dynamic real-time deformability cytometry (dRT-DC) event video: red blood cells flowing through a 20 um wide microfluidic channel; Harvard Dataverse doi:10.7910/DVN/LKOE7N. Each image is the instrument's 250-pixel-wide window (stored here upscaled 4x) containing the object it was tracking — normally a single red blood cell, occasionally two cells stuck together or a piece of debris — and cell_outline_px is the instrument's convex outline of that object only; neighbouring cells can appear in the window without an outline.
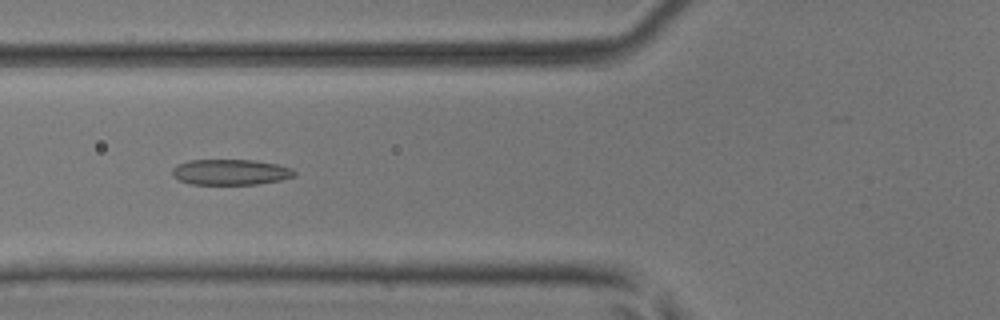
{"species": "common noctule bat (a hibernating species)", "species_latin": "Nyctalus noctula", "temperature_condition": "room temperature", "stored_images_in_passage": 37, "camera_frame_rate_fps": 3000, "um_per_image_px": 0.085, "animal": {"sex": "male", "body_mass_g": 17.9, "forearm_length_mm": 54.2}, "frame": {"image": 1, "passage_image": 13, "time_ms": 4.0, "image_size_px": [1000, 320], "cell_outline_px": [[296, 176], [280, 180], [256, 184], [188, 184], [172, 176], [172, 168], [176, 164], [188, 160], [256, 160], [276, 164], [292, 168], [296, 172]], "centroid_in_image_um": [19.57, 14.62], "position_along_channel_um": 106.2, "area_um2": 18.38}}
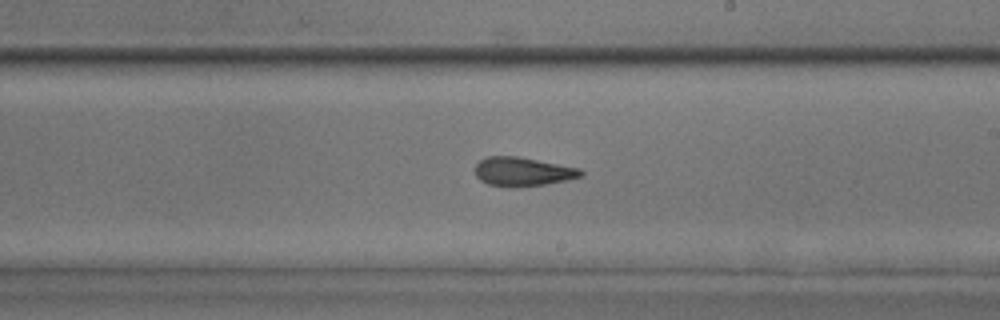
{"frame": {"image": 2, "passage_image": 23, "time_ms": 7.333, "image_size_px": [1000, 320], "cell_outline_px": [[584, 176], [568, 180], [520, 188], [508, 188], [488, 184], [480, 180], [476, 176], [476, 164], [480, 160], [488, 156], [516, 156], [580, 168], [584, 172]], "centroid_in_image_um": [44.44, 14.61], "position_along_channel_um": 244.6, "area_um2": 18.03}}
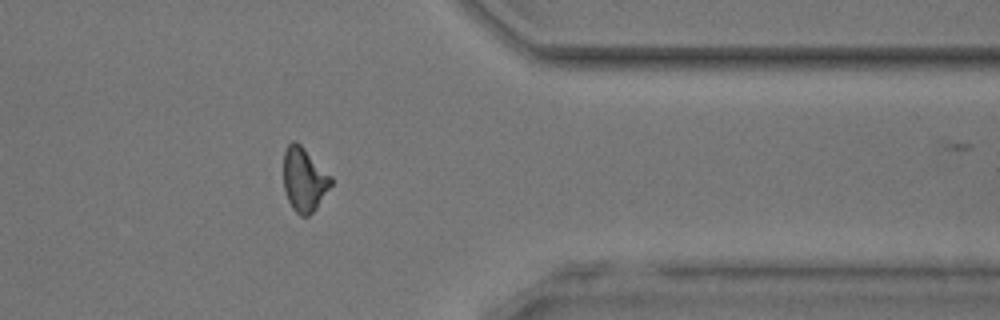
{"frame": {"image": 3, "passage_image": 34, "time_ms": 11.0, "image_size_px": [1000, 320], "cell_outline_px": [[332, 184], [316, 208], [308, 216], [300, 216], [292, 208], [288, 200], [284, 188], [284, 152], [288, 144], [292, 140], [296, 140], [332, 176]], "centroid_in_image_um": [25.85, 15.25], "position_along_channel_um": 385.5, "area_um2": 17.63}, "authors_computed_cell_mechanics": {"area_um2": 17.9758, "velocity_mm_per_s": 4.1669, "shape_relaxation_time_tau1_ms": 6.3511, "shape_relaxation_time_tau2_ms": 2.7051, "deformation_change_tau1": 0.1812, "deformation_change_tau2": 0.1228}}